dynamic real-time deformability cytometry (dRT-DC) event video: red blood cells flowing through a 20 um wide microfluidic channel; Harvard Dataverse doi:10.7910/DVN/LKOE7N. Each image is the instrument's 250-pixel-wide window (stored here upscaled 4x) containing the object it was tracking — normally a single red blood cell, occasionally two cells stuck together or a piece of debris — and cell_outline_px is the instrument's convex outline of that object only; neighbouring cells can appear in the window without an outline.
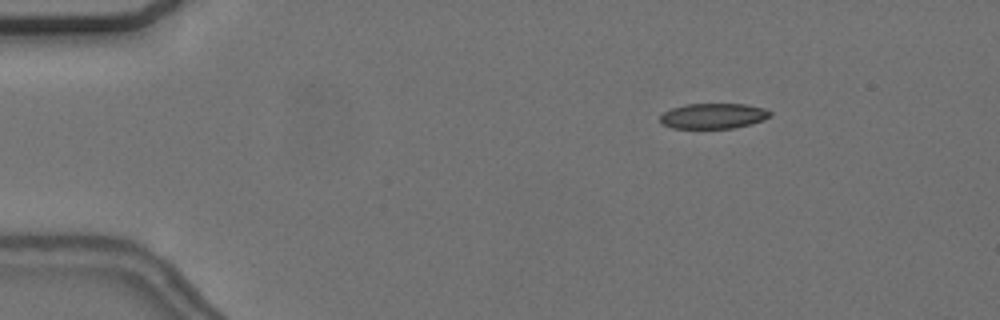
{"species": "common noctule bat (a hibernating species)", "species_latin": "Nyctalus noctula", "temperature_condition": "cold", "stored_images_in_passage": 18, "camera_frame_rate_fps": 3000, "um_per_image_px": 0.085, "animal": {"sex": "female", "body_mass_g": 24.6, "forearm_length_mm": 56.2}, "frame": {"image": 1, "passage_image": 8, "time_ms": 2.333, "image_size_px": [1000, 320], "cell_outline_px": [[772, 116], [748, 124], [732, 128], [672, 128], [660, 124], [660, 116], [664, 112], [672, 108], [684, 104], [744, 104], [764, 108], [772, 112]], "centroid_in_image_um": [60.59, 9.85], "position_along_channel_um": 24.4, "area_um2": 16.18}}